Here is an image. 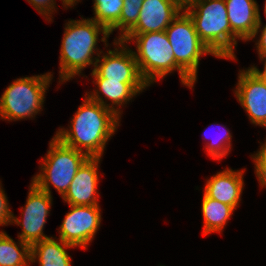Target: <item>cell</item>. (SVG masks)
I'll return each instance as SVG.
<instances>
[{"mask_svg":"<svg viewBox=\"0 0 266 266\" xmlns=\"http://www.w3.org/2000/svg\"><path fill=\"white\" fill-rule=\"evenodd\" d=\"M119 117L110 108L86 97L73 116L70 130L59 129L55 137L89 158H101L107 141L119 125Z\"/></svg>","mask_w":266,"mask_h":266,"instance_id":"obj_1","label":"cell"},{"mask_svg":"<svg viewBox=\"0 0 266 266\" xmlns=\"http://www.w3.org/2000/svg\"><path fill=\"white\" fill-rule=\"evenodd\" d=\"M64 29L59 68V80L62 82L80 74L87 65L93 64L95 67L98 57L92 58V55L96 51L98 35L103 34L101 41L105 42V46H108L106 41L110 35L104 26L89 18L68 21Z\"/></svg>","mask_w":266,"mask_h":266,"instance_id":"obj_2","label":"cell"},{"mask_svg":"<svg viewBox=\"0 0 266 266\" xmlns=\"http://www.w3.org/2000/svg\"><path fill=\"white\" fill-rule=\"evenodd\" d=\"M120 40L125 43L136 40L137 53L133 51V54L139 72L148 85L177 69L182 84L190 88L194 86L195 81L175 62L174 52L165 31L126 34Z\"/></svg>","mask_w":266,"mask_h":266,"instance_id":"obj_3","label":"cell"},{"mask_svg":"<svg viewBox=\"0 0 266 266\" xmlns=\"http://www.w3.org/2000/svg\"><path fill=\"white\" fill-rule=\"evenodd\" d=\"M200 40L218 58L232 59V30L224 0H198L184 9Z\"/></svg>","mask_w":266,"mask_h":266,"instance_id":"obj_4","label":"cell"},{"mask_svg":"<svg viewBox=\"0 0 266 266\" xmlns=\"http://www.w3.org/2000/svg\"><path fill=\"white\" fill-rule=\"evenodd\" d=\"M49 144L48 153L40 167L42 173L36 174L32 182L49 195L51 183L63 197L78 169L89 157L84 152L64 145L55 136Z\"/></svg>","mask_w":266,"mask_h":266,"instance_id":"obj_5","label":"cell"},{"mask_svg":"<svg viewBox=\"0 0 266 266\" xmlns=\"http://www.w3.org/2000/svg\"><path fill=\"white\" fill-rule=\"evenodd\" d=\"M51 76L47 73L16 79L1 96L0 118L15 121L35 116L43 107Z\"/></svg>","mask_w":266,"mask_h":266,"instance_id":"obj_6","label":"cell"},{"mask_svg":"<svg viewBox=\"0 0 266 266\" xmlns=\"http://www.w3.org/2000/svg\"><path fill=\"white\" fill-rule=\"evenodd\" d=\"M172 46L175 62L194 80L197 79V69L202 55L215 56L200 40L194 22L183 9L165 30Z\"/></svg>","mask_w":266,"mask_h":266,"instance_id":"obj_7","label":"cell"},{"mask_svg":"<svg viewBox=\"0 0 266 266\" xmlns=\"http://www.w3.org/2000/svg\"><path fill=\"white\" fill-rule=\"evenodd\" d=\"M71 211L65 215L60 225L59 239L74 247L86 250L101 223L99 205H69Z\"/></svg>","mask_w":266,"mask_h":266,"instance_id":"obj_8","label":"cell"},{"mask_svg":"<svg viewBox=\"0 0 266 266\" xmlns=\"http://www.w3.org/2000/svg\"><path fill=\"white\" fill-rule=\"evenodd\" d=\"M52 196L40 190L33 182L26 200V205L19 219L13 215L11 223L22 226V232L18 235L19 239L28 243L30 246L38 241L49 238L44 235L43 228L49 214ZM22 221V222H21Z\"/></svg>","mask_w":266,"mask_h":266,"instance_id":"obj_9","label":"cell"},{"mask_svg":"<svg viewBox=\"0 0 266 266\" xmlns=\"http://www.w3.org/2000/svg\"><path fill=\"white\" fill-rule=\"evenodd\" d=\"M115 45L121 47L109 50L102 56V60H96L93 69L101 78L119 81L122 83H146L142 78L133 51L128 49L125 42L116 40ZM125 45V46H124ZM126 47V48H125ZM119 50V51H118ZM98 63H100L98 65Z\"/></svg>","mask_w":266,"mask_h":266,"instance_id":"obj_10","label":"cell"},{"mask_svg":"<svg viewBox=\"0 0 266 266\" xmlns=\"http://www.w3.org/2000/svg\"><path fill=\"white\" fill-rule=\"evenodd\" d=\"M235 96L255 125L266 128V82L248 68L240 71Z\"/></svg>","mask_w":266,"mask_h":266,"instance_id":"obj_11","label":"cell"},{"mask_svg":"<svg viewBox=\"0 0 266 266\" xmlns=\"http://www.w3.org/2000/svg\"><path fill=\"white\" fill-rule=\"evenodd\" d=\"M232 30V59H235L236 38L253 40L261 28V17L255 0H224Z\"/></svg>","mask_w":266,"mask_h":266,"instance_id":"obj_12","label":"cell"},{"mask_svg":"<svg viewBox=\"0 0 266 266\" xmlns=\"http://www.w3.org/2000/svg\"><path fill=\"white\" fill-rule=\"evenodd\" d=\"M182 10L176 0H144L137 23L127 34L165 31Z\"/></svg>","mask_w":266,"mask_h":266,"instance_id":"obj_13","label":"cell"},{"mask_svg":"<svg viewBox=\"0 0 266 266\" xmlns=\"http://www.w3.org/2000/svg\"><path fill=\"white\" fill-rule=\"evenodd\" d=\"M101 158H88L78 169L68 191L62 197L69 205H98V163Z\"/></svg>","mask_w":266,"mask_h":266,"instance_id":"obj_14","label":"cell"},{"mask_svg":"<svg viewBox=\"0 0 266 266\" xmlns=\"http://www.w3.org/2000/svg\"><path fill=\"white\" fill-rule=\"evenodd\" d=\"M243 173V170L233 171L232 169L218 172L207 181L204 194L236 209L241 200L244 185Z\"/></svg>","mask_w":266,"mask_h":266,"instance_id":"obj_15","label":"cell"},{"mask_svg":"<svg viewBox=\"0 0 266 266\" xmlns=\"http://www.w3.org/2000/svg\"><path fill=\"white\" fill-rule=\"evenodd\" d=\"M91 76L94 77L99 89L95 90V92H91L92 94H87V97L94 102L100 103L104 107L110 108L118 116L120 115L119 109L114 108L112 105L118 107L127 103V101L131 100L137 93L142 92V90L149 86L147 83H122L119 81L107 80L101 78L94 70H92ZM98 91L111 100V106H109L110 104H106Z\"/></svg>","mask_w":266,"mask_h":266,"instance_id":"obj_16","label":"cell"},{"mask_svg":"<svg viewBox=\"0 0 266 266\" xmlns=\"http://www.w3.org/2000/svg\"><path fill=\"white\" fill-rule=\"evenodd\" d=\"M59 241L49 237L32 244L31 262H35L37 258L40 266H71V256L65 248H74V246L61 239Z\"/></svg>","mask_w":266,"mask_h":266,"instance_id":"obj_17","label":"cell"},{"mask_svg":"<svg viewBox=\"0 0 266 266\" xmlns=\"http://www.w3.org/2000/svg\"><path fill=\"white\" fill-rule=\"evenodd\" d=\"M234 210L232 206L214 200L204 194L202 200L203 234L221 232Z\"/></svg>","mask_w":266,"mask_h":266,"instance_id":"obj_18","label":"cell"},{"mask_svg":"<svg viewBox=\"0 0 266 266\" xmlns=\"http://www.w3.org/2000/svg\"><path fill=\"white\" fill-rule=\"evenodd\" d=\"M19 245L5 232H0V266H28L31 262V246L19 240Z\"/></svg>","mask_w":266,"mask_h":266,"instance_id":"obj_19","label":"cell"},{"mask_svg":"<svg viewBox=\"0 0 266 266\" xmlns=\"http://www.w3.org/2000/svg\"><path fill=\"white\" fill-rule=\"evenodd\" d=\"M124 6V0H94V20L104 26L110 34L119 29V19Z\"/></svg>","mask_w":266,"mask_h":266,"instance_id":"obj_20","label":"cell"},{"mask_svg":"<svg viewBox=\"0 0 266 266\" xmlns=\"http://www.w3.org/2000/svg\"><path fill=\"white\" fill-rule=\"evenodd\" d=\"M144 0H124V6L119 19V29L122 33L117 40L122 39L137 23Z\"/></svg>","mask_w":266,"mask_h":266,"instance_id":"obj_21","label":"cell"},{"mask_svg":"<svg viewBox=\"0 0 266 266\" xmlns=\"http://www.w3.org/2000/svg\"><path fill=\"white\" fill-rule=\"evenodd\" d=\"M204 136H206V133H204ZM231 137L229 130L224 129L223 135H219L218 139H213V141L208 142L205 146L208 155L216 160H221V158L225 157L230 152Z\"/></svg>","mask_w":266,"mask_h":266,"instance_id":"obj_22","label":"cell"},{"mask_svg":"<svg viewBox=\"0 0 266 266\" xmlns=\"http://www.w3.org/2000/svg\"><path fill=\"white\" fill-rule=\"evenodd\" d=\"M252 157L255 162L256 175L263 188L266 186V158L259 151Z\"/></svg>","mask_w":266,"mask_h":266,"instance_id":"obj_23","label":"cell"},{"mask_svg":"<svg viewBox=\"0 0 266 266\" xmlns=\"http://www.w3.org/2000/svg\"><path fill=\"white\" fill-rule=\"evenodd\" d=\"M1 185V184H0ZM0 186V226L11 224L13 213L10 211L7 197Z\"/></svg>","mask_w":266,"mask_h":266,"instance_id":"obj_24","label":"cell"},{"mask_svg":"<svg viewBox=\"0 0 266 266\" xmlns=\"http://www.w3.org/2000/svg\"><path fill=\"white\" fill-rule=\"evenodd\" d=\"M32 6L42 15L46 16L47 20L52 21L50 17L53 9H55L54 0H27ZM50 16V17H48Z\"/></svg>","mask_w":266,"mask_h":266,"instance_id":"obj_25","label":"cell"},{"mask_svg":"<svg viewBox=\"0 0 266 266\" xmlns=\"http://www.w3.org/2000/svg\"><path fill=\"white\" fill-rule=\"evenodd\" d=\"M256 45L259 56H266V25L263 27L260 39Z\"/></svg>","mask_w":266,"mask_h":266,"instance_id":"obj_26","label":"cell"},{"mask_svg":"<svg viewBox=\"0 0 266 266\" xmlns=\"http://www.w3.org/2000/svg\"><path fill=\"white\" fill-rule=\"evenodd\" d=\"M260 60H265L264 63V69L263 71H259L258 68H256L255 66L253 67H249V69L251 70V72L253 74H255L259 79H261L262 81L266 82V56H260Z\"/></svg>","mask_w":266,"mask_h":266,"instance_id":"obj_27","label":"cell"},{"mask_svg":"<svg viewBox=\"0 0 266 266\" xmlns=\"http://www.w3.org/2000/svg\"><path fill=\"white\" fill-rule=\"evenodd\" d=\"M63 1V6H74V4H76L77 1L79 0H62Z\"/></svg>","mask_w":266,"mask_h":266,"instance_id":"obj_28","label":"cell"},{"mask_svg":"<svg viewBox=\"0 0 266 266\" xmlns=\"http://www.w3.org/2000/svg\"><path fill=\"white\" fill-rule=\"evenodd\" d=\"M259 152L266 158V141L265 143L261 146Z\"/></svg>","mask_w":266,"mask_h":266,"instance_id":"obj_29","label":"cell"},{"mask_svg":"<svg viewBox=\"0 0 266 266\" xmlns=\"http://www.w3.org/2000/svg\"><path fill=\"white\" fill-rule=\"evenodd\" d=\"M198 0H184V9Z\"/></svg>","mask_w":266,"mask_h":266,"instance_id":"obj_30","label":"cell"},{"mask_svg":"<svg viewBox=\"0 0 266 266\" xmlns=\"http://www.w3.org/2000/svg\"><path fill=\"white\" fill-rule=\"evenodd\" d=\"M180 3L181 7L184 9V0H176Z\"/></svg>","mask_w":266,"mask_h":266,"instance_id":"obj_31","label":"cell"},{"mask_svg":"<svg viewBox=\"0 0 266 266\" xmlns=\"http://www.w3.org/2000/svg\"><path fill=\"white\" fill-rule=\"evenodd\" d=\"M264 9H265L264 12H265V15H266V1H265V7H264Z\"/></svg>","mask_w":266,"mask_h":266,"instance_id":"obj_32","label":"cell"}]
</instances>
